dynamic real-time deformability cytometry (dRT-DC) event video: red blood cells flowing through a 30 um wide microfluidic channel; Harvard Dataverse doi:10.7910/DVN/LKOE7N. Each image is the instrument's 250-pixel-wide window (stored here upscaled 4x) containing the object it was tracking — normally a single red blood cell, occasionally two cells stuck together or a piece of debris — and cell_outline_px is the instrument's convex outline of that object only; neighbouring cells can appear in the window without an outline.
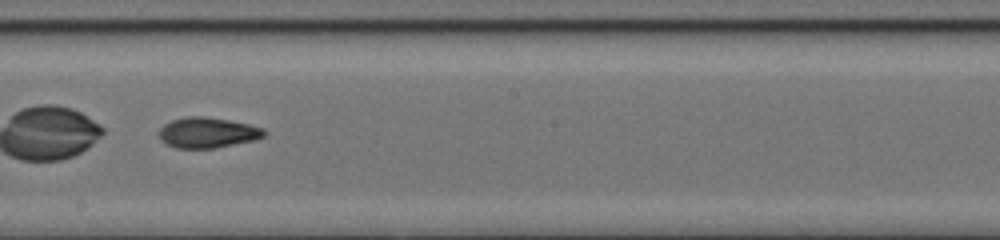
{"species": "common noctule bat (a hibernating species)", "species_latin": "Nyctalus noctula", "temperature_condition": "cold", "stored_images_in_passage": 29, "camera_frame_rate_fps": 3000, "um_per_image_px": 0.085, "animal": {"sex": "female", "body_mass_g": 17.0, "forearm_length_mm": 48.0}, "frame": {"image": 1, "passage_image": 13, "time_ms": 4.0, "image_size_px": [1000, 240], "cell_outline_px": [[268, 132], [264, 136], [256, 140], [216, 148], [176, 148], [164, 144], [160, 140], [160, 128], [164, 124], [172, 120], [188, 116], [204, 116], [228, 120], [248, 124], [264, 128]], "centroid_in_image_um": [17.66, 11.28], "position_along_channel_um": 230.5, "area_um2": 18.84}, "authors_computed_cell_mechanics": {"area_um2": 18.8428, "velocity_mm_per_s": 4.1979, "shape_relaxation_time_tau1_ms": 5.1875, "shape_relaxation_time_tau2_ms": 3.2571, "deformation_change_tau1": 0.1763, "deformation_change_tau2": 0.1028}}